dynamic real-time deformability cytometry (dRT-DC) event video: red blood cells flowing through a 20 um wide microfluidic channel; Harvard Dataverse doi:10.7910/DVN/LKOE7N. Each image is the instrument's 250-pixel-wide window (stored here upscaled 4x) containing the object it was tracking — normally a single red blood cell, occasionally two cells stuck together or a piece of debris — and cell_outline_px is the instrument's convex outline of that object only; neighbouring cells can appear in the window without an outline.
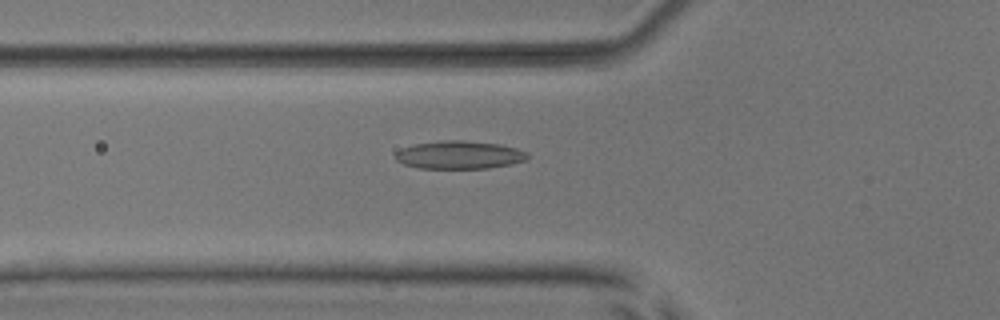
{"species": "common noctule bat (a hibernating species)", "species_latin": "Nyctalus noctula", "temperature_condition": "room temperature", "stored_images_in_passage": 53, "camera_frame_rate_fps": 3000, "um_per_image_px": 0.085, "animal": {"sex": "male", "body_mass_g": 17.9, "forearm_length_mm": 54.2}, "frame": {"image": 1, "passage_image": 19, "time_ms": 6.0, "image_size_px": [1000, 320], "cell_outline_px": [[528, 160], [488, 168], [420, 168], [404, 164], [396, 160], [396, 152], [400, 148], [416, 144], [444, 140], [464, 140], [500, 144], [516, 148], [528, 152]], "centroid_in_image_um": [39.06, 13.16], "position_along_channel_um": 86.7, "area_um2": 21.5}}
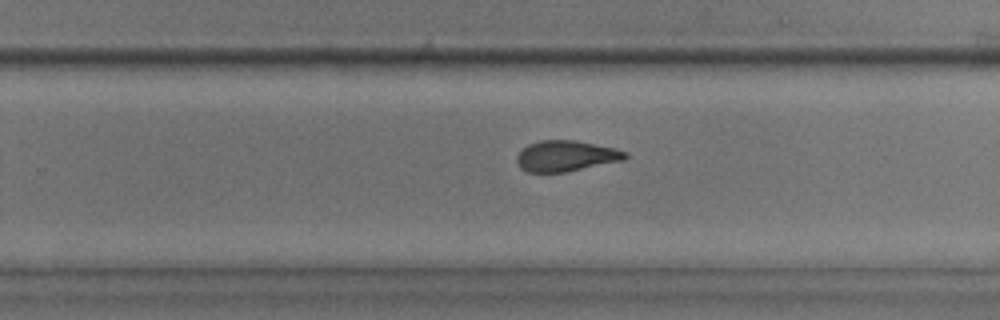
{"frame": {"image": 2, "passage_image": 34, "time_ms": 11.0, "image_size_px": [1000, 320], "cell_outline_px": [[628, 156], [624, 160], [568, 172], [528, 172], [520, 168], [516, 160], [516, 156], [528, 144], [540, 140], [576, 140], [616, 148], [628, 152]], "centroid_in_image_um": [48.13, 13.26], "position_along_channel_um": 281.7, "area_um2": 19.65}}
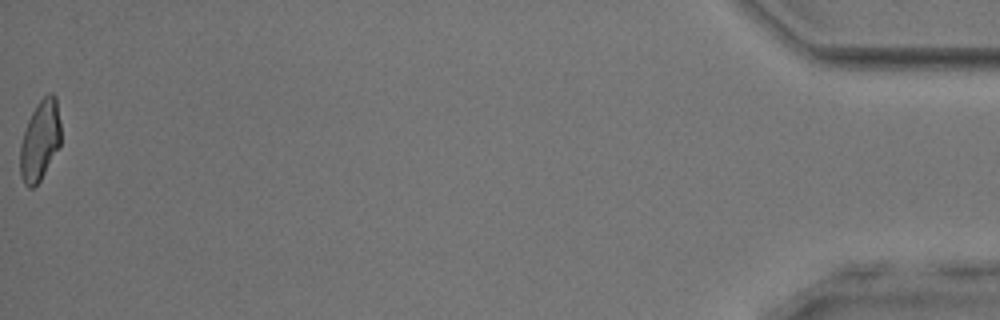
{"frame": {"image": 3, "passage_image": 53, "time_ms": 17.333, "image_size_px": [1000, 320], "cell_outline_px": [[60, 144], [40, 180], [32, 188], [28, 188], [24, 184], [20, 176], [20, 144], [28, 120], [36, 104], [48, 92], [52, 92], [56, 96], [60, 120]], "centroid_in_image_um": [3.39, 11.91], "position_along_channel_um": 431.8, "area_um2": 18.96}, "authors_computed_cell_mechanics": {"area_um2": 20.4034, "velocity_mm_per_s": 3.9018, "shape_relaxation_time_tau1_ms": 5.1546, "shape_relaxation_time_tau2_ms": 2.0163, "deformation_change_tau1": 0.1462, "deformation_change_tau2": 0.0928}}